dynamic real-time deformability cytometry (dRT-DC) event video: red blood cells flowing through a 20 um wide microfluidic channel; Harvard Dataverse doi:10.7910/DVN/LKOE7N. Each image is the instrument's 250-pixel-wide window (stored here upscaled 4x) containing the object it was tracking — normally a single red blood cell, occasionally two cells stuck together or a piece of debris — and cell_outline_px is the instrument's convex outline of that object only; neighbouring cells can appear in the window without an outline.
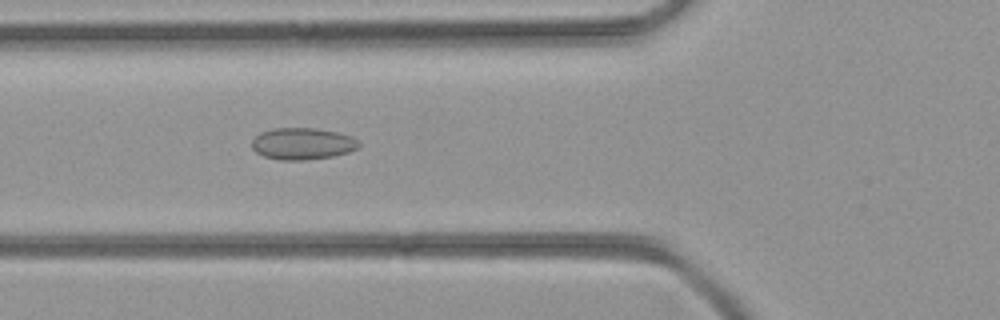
{"species": "common noctule bat (a hibernating species)", "species_latin": "Nyctalus noctula", "temperature_condition": "room temperature", "stored_images_in_passage": 43, "camera_frame_rate_fps": 3000, "um_per_image_px": 0.085, "animal": {"sex": "female", "body_mass_g": 21.9}, "frame": {"image": 1, "passage_image": 15, "time_ms": 4.667, "image_size_px": [1000, 320], "cell_outline_px": [[360, 148], [348, 152], [332, 156], [304, 160], [280, 160], [264, 156], [256, 152], [252, 148], [252, 140], [260, 132], [272, 128], [316, 128], [336, 132], [352, 136], [360, 144]], "centroid_in_image_um": [25.7, 12.21], "position_along_channel_um": 100.1, "area_um2": 19.83}}
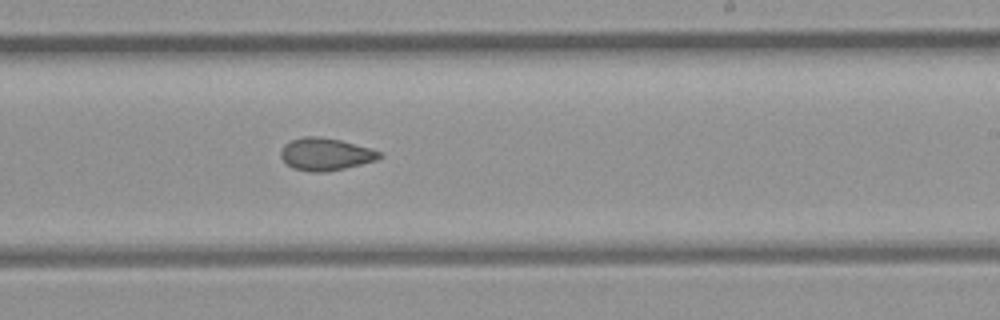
{"frame": {"image": 2, "passage_image": 25, "time_ms": 8.0, "image_size_px": [1000, 320], "cell_outline_px": [[384, 156], [376, 160], [344, 168], [324, 172], [308, 172], [292, 168], [284, 164], [280, 156], [280, 152], [284, 144], [292, 140], [304, 136], [316, 136], [340, 140], [372, 148], [380, 152]], "centroid_in_image_um": [27.64, 13.11], "position_along_channel_um": 261.4, "area_um2": 18.79}}
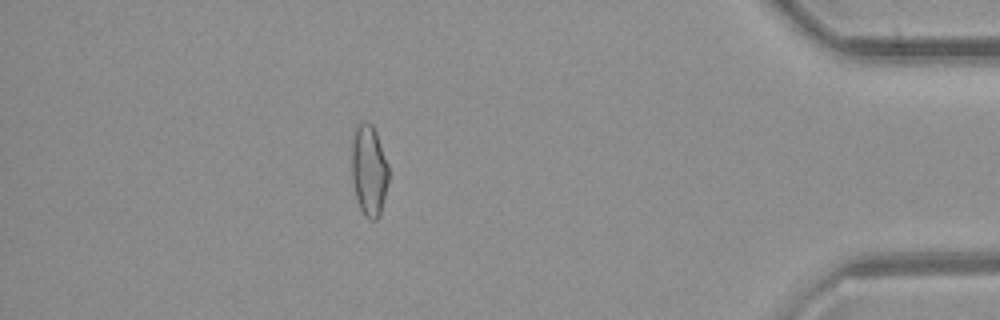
{"frame": {"image": 3, "passage_image": 37, "time_ms": 12.0, "image_size_px": [1000, 320], "cell_outline_px": [[388, 180], [380, 216], [376, 220], [372, 220], [364, 216], [360, 208], [356, 196], [352, 180], [352, 140], [356, 124], [360, 120], [364, 120], [372, 124], [376, 132], [388, 164]], "centroid_in_image_um": [31.35, 14.45], "position_along_channel_um": 403.8, "area_um2": 19.71}}